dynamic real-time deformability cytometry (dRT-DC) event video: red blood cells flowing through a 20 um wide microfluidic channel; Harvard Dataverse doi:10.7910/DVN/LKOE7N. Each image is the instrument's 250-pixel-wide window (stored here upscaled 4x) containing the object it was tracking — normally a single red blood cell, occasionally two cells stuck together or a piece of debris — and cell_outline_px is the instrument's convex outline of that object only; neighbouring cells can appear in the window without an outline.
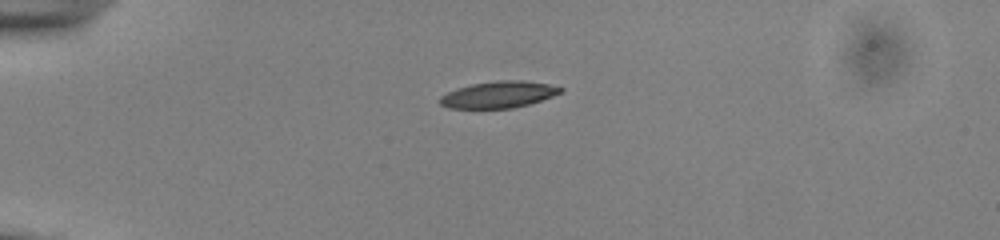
{"species": "common noctule bat (a hibernating species)", "species_latin": "Nyctalus noctula", "temperature_condition": "cold", "stored_images_in_passage": 41, "camera_frame_rate_fps": 3000, "um_per_image_px": 0.085, "animal": {"sex": "male", "body_mass_g": 13.0, "forearm_length_mm": 53.1}, "frame": {"image": 1, "passage_image": 1, "time_ms": 0.0, "image_size_px": [1000, 240], "cell_outline_px": [[564, 92], [528, 104], [512, 108], [448, 108], [440, 104], [440, 96], [456, 88], [472, 84], [496, 80], [524, 80], [548, 84], [564, 88]], "centroid_in_image_um": [42.39, 8.03], "position_along_channel_um": 42.6, "area_um2": 18.67}}
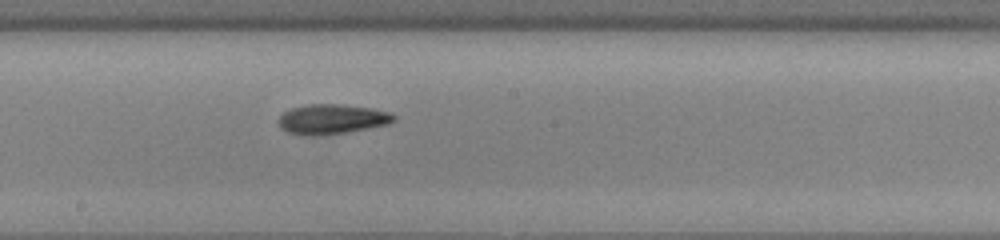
{"frame": {"image": 2, "passage_image": 18, "time_ms": 5.667, "image_size_px": [1000, 240], "cell_outline_px": [[396, 120], [388, 124], [368, 128], [344, 132], [304, 136], [288, 132], [280, 128], [280, 116], [284, 112], [292, 108], [308, 104], [340, 104], [372, 108], [392, 112], [396, 116]], "centroid_in_image_um": [28.25, 10.11], "position_along_channel_um": 220.0, "area_um2": 19.88}}
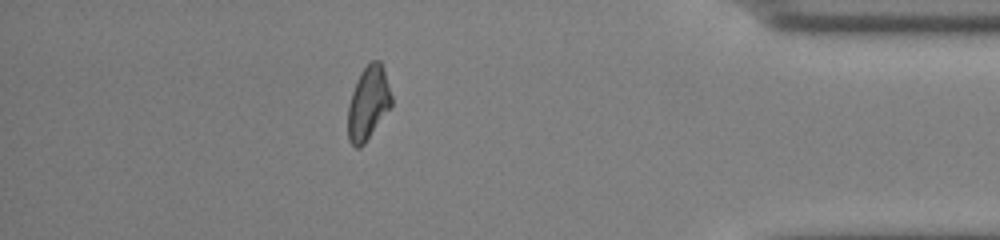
{"frame": {"image": 3, "passage_image": 35, "time_ms": 11.333, "image_size_px": [1000, 240], "cell_outline_px": [[392, 104], [364, 144], [360, 148], [356, 148], [348, 140], [348, 104], [356, 80], [360, 72], [372, 60], [380, 60], [392, 96]], "centroid_in_image_um": [31.28, 8.77], "position_along_channel_um": 403.9, "area_um2": 18.44}, "authors_computed_cell_mechanics": {"area_um2": 19.0162, "velocity_mm_per_s": 3.8373, "shape_relaxation_time_tau1_ms": 4.0528, "shape_relaxation_time_tau2_ms": 3.5603, "deformation_change_tau1": 0.1453, "deformation_change_tau2": 0.1086}}